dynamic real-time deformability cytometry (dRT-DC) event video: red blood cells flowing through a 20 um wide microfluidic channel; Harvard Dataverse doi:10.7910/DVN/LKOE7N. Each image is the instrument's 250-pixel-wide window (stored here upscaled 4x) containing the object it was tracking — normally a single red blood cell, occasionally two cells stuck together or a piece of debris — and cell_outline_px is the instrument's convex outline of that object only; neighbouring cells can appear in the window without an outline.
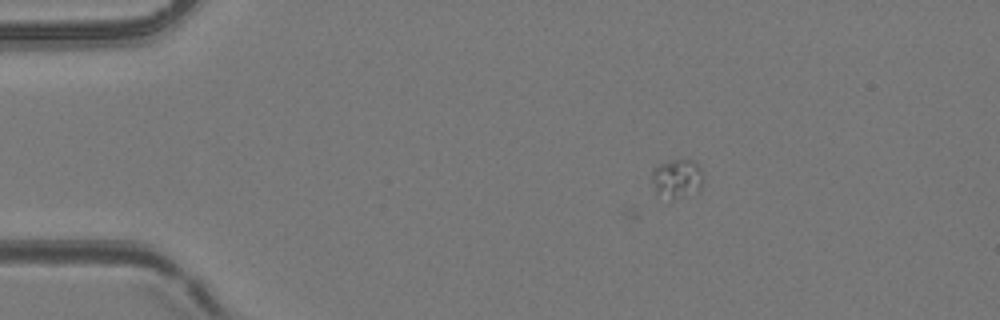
{"species": "common noctule bat (a hibernating species)", "species_latin": "Nyctalus noctula", "temperature_condition": "room temperature", "stored_images_in_passage": 9, "camera_frame_rate_fps": 3000, "um_per_image_px": 0.085, "animal": {"sex": "female", "body_mass_g": 24.6, "forearm_length_mm": 56.2}, "frame": {"image": 1, "passage_image": 1, "time_ms": 0.0, "image_size_px": [1000, 320], "cell_outline_px": [[704, 180], [700, 188], [684, 196], [672, 196], [656, 192], [652, 180], [652, 172], [660, 164], [672, 160], [692, 160], [704, 172]], "centroid_in_image_um": [57.6, 15.11], "position_along_channel_um": 27.4, "area_um2": 11.04}}